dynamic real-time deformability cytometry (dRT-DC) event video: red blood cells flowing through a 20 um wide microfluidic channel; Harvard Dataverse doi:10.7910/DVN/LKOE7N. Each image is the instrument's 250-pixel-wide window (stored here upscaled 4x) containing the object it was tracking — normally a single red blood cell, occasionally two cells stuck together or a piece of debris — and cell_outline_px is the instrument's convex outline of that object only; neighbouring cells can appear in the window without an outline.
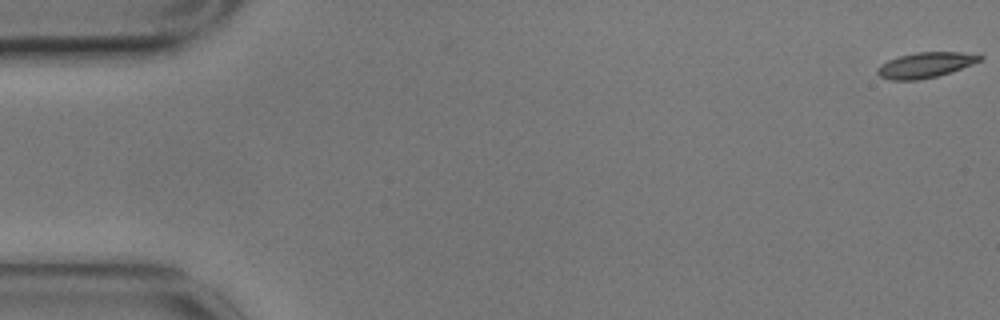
{"species": "common noctule bat (a hibernating species)", "species_latin": "Nyctalus noctula", "temperature_condition": "cold", "stored_images_in_passage": 58, "camera_frame_rate_fps": 3000, "um_per_image_px": 0.085, "animal": {"sex": "male", "body_mass_g": 17.9}, "frame": {"image": 1, "passage_image": 1, "time_ms": 0.0, "image_size_px": [1000, 320], "cell_outline_px": [[984, 56], [980, 60], [972, 64], [952, 72], [920, 80], [892, 80], [880, 76], [876, 72], [876, 68], [880, 64], [888, 60], [900, 56], [916, 52], [960, 52]], "centroid_in_image_um": [78.63, 5.53], "position_along_channel_um": 6.4, "area_um2": 15.09}}
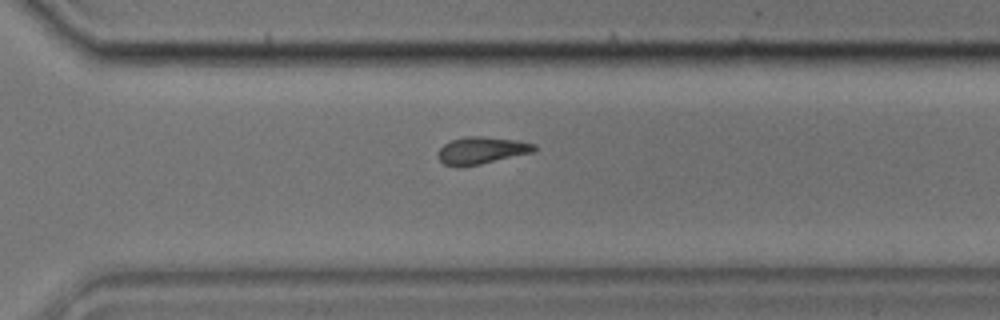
{"frame": {"image": 2, "passage_image": 41, "time_ms": 13.333, "image_size_px": [1000, 320], "cell_outline_px": [[536, 152], [480, 164], [460, 168], [444, 164], [436, 156], [436, 152], [444, 144], [452, 140], [468, 136], [484, 136], [516, 140], [536, 144]], "centroid_in_image_um": [40.92, 12.8], "position_along_channel_um": 329.7, "area_um2": 15.49}}
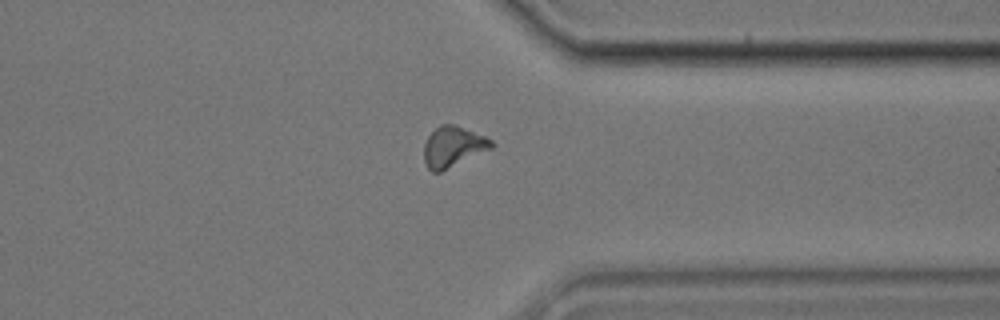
{"frame": {"image": 3, "passage_image": 45, "time_ms": 14.667, "image_size_px": [1000, 320], "cell_outline_px": [[496, 144], [492, 148], [440, 172], [432, 172], [428, 168], [424, 160], [424, 144], [428, 136], [440, 124], [456, 124], [484, 136], [492, 140]], "centroid_in_image_um": [38.51, 12.46], "position_along_channel_um": 372.9, "area_um2": 15.9}, "authors_computed_cell_mechanics": {"area_um2": 15.2014, "velocity_mm_per_s": 3.4715, "shape_relaxation_time_tau1_ms": null, "shape_relaxation_time_tau2_ms": 0.518, "deformation_change_tau1": null, "deformation_change_tau2": 0.0822}}